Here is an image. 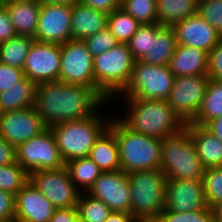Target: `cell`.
Wrapping results in <instances>:
<instances>
[{
    "label": "cell",
    "instance_id": "obj_23",
    "mask_svg": "<svg viewBox=\"0 0 222 222\" xmlns=\"http://www.w3.org/2000/svg\"><path fill=\"white\" fill-rule=\"evenodd\" d=\"M185 128L194 141L196 152L204 167L222 166V142L204 126L190 122Z\"/></svg>",
    "mask_w": 222,
    "mask_h": 222
},
{
    "label": "cell",
    "instance_id": "obj_43",
    "mask_svg": "<svg viewBox=\"0 0 222 222\" xmlns=\"http://www.w3.org/2000/svg\"><path fill=\"white\" fill-rule=\"evenodd\" d=\"M17 36L7 9L0 3V44Z\"/></svg>",
    "mask_w": 222,
    "mask_h": 222
},
{
    "label": "cell",
    "instance_id": "obj_13",
    "mask_svg": "<svg viewBox=\"0 0 222 222\" xmlns=\"http://www.w3.org/2000/svg\"><path fill=\"white\" fill-rule=\"evenodd\" d=\"M61 44L34 41L26 57L24 75L36 85L59 81Z\"/></svg>",
    "mask_w": 222,
    "mask_h": 222
},
{
    "label": "cell",
    "instance_id": "obj_8",
    "mask_svg": "<svg viewBox=\"0 0 222 222\" xmlns=\"http://www.w3.org/2000/svg\"><path fill=\"white\" fill-rule=\"evenodd\" d=\"M174 82L169 66L135 61L131 79L120 93L125 99L167 100Z\"/></svg>",
    "mask_w": 222,
    "mask_h": 222
},
{
    "label": "cell",
    "instance_id": "obj_44",
    "mask_svg": "<svg viewBox=\"0 0 222 222\" xmlns=\"http://www.w3.org/2000/svg\"><path fill=\"white\" fill-rule=\"evenodd\" d=\"M81 2L89 8L110 14L113 10L119 9L120 0H81Z\"/></svg>",
    "mask_w": 222,
    "mask_h": 222
},
{
    "label": "cell",
    "instance_id": "obj_29",
    "mask_svg": "<svg viewBox=\"0 0 222 222\" xmlns=\"http://www.w3.org/2000/svg\"><path fill=\"white\" fill-rule=\"evenodd\" d=\"M65 166L71 180L81 192H87L103 172L89 157L70 160Z\"/></svg>",
    "mask_w": 222,
    "mask_h": 222
},
{
    "label": "cell",
    "instance_id": "obj_2",
    "mask_svg": "<svg viewBox=\"0 0 222 222\" xmlns=\"http://www.w3.org/2000/svg\"><path fill=\"white\" fill-rule=\"evenodd\" d=\"M127 116L119 119L132 131L159 138L176 135L185 123L165 100L125 99Z\"/></svg>",
    "mask_w": 222,
    "mask_h": 222
},
{
    "label": "cell",
    "instance_id": "obj_51",
    "mask_svg": "<svg viewBox=\"0 0 222 222\" xmlns=\"http://www.w3.org/2000/svg\"><path fill=\"white\" fill-rule=\"evenodd\" d=\"M18 1H37V2H43L44 0H18Z\"/></svg>",
    "mask_w": 222,
    "mask_h": 222
},
{
    "label": "cell",
    "instance_id": "obj_31",
    "mask_svg": "<svg viewBox=\"0 0 222 222\" xmlns=\"http://www.w3.org/2000/svg\"><path fill=\"white\" fill-rule=\"evenodd\" d=\"M78 220L81 222H105L112 210L102 200L81 192L76 205Z\"/></svg>",
    "mask_w": 222,
    "mask_h": 222
},
{
    "label": "cell",
    "instance_id": "obj_47",
    "mask_svg": "<svg viewBox=\"0 0 222 222\" xmlns=\"http://www.w3.org/2000/svg\"><path fill=\"white\" fill-rule=\"evenodd\" d=\"M204 127L222 142V116L210 120Z\"/></svg>",
    "mask_w": 222,
    "mask_h": 222
},
{
    "label": "cell",
    "instance_id": "obj_42",
    "mask_svg": "<svg viewBox=\"0 0 222 222\" xmlns=\"http://www.w3.org/2000/svg\"><path fill=\"white\" fill-rule=\"evenodd\" d=\"M0 222H15V195L0 190Z\"/></svg>",
    "mask_w": 222,
    "mask_h": 222
},
{
    "label": "cell",
    "instance_id": "obj_35",
    "mask_svg": "<svg viewBox=\"0 0 222 222\" xmlns=\"http://www.w3.org/2000/svg\"><path fill=\"white\" fill-rule=\"evenodd\" d=\"M120 7L140 24L157 23L156 0H122Z\"/></svg>",
    "mask_w": 222,
    "mask_h": 222
},
{
    "label": "cell",
    "instance_id": "obj_15",
    "mask_svg": "<svg viewBox=\"0 0 222 222\" xmlns=\"http://www.w3.org/2000/svg\"><path fill=\"white\" fill-rule=\"evenodd\" d=\"M46 129L33 107L0 113V136L15 148Z\"/></svg>",
    "mask_w": 222,
    "mask_h": 222
},
{
    "label": "cell",
    "instance_id": "obj_6",
    "mask_svg": "<svg viewBox=\"0 0 222 222\" xmlns=\"http://www.w3.org/2000/svg\"><path fill=\"white\" fill-rule=\"evenodd\" d=\"M160 169L167 179H202L206 168L186 128L162 140Z\"/></svg>",
    "mask_w": 222,
    "mask_h": 222
},
{
    "label": "cell",
    "instance_id": "obj_38",
    "mask_svg": "<svg viewBox=\"0 0 222 222\" xmlns=\"http://www.w3.org/2000/svg\"><path fill=\"white\" fill-rule=\"evenodd\" d=\"M197 14L222 36V0H199Z\"/></svg>",
    "mask_w": 222,
    "mask_h": 222
},
{
    "label": "cell",
    "instance_id": "obj_25",
    "mask_svg": "<svg viewBox=\"0 0 222 222\" xmlns=\"http://www.w3.org/2000/svg\"><path fill=\"white\" fill-rule=\"evenodd\" d=\"M176 45L174 29L162 26L151 38L150 53L145 54L140 61L153 66H168Z\"/></svg>",
    "mask_w": 222,
    "mask_h": 222
},
{
    "label": "cell",
    "instance_id": "obj_9",
    "mask_svg": "<svg viewBox=\"0 0 222 222\" xmlns=\"http://www.w3.org/2000/svg\"><path fill=\"white\" fill-rule=\"evenodd\" d=\"M59 81L91 87L105 101H110L95 84L93 56L83 40L71 39L61 44Z\"/></svg>",
    "mask_w": 222,
    "mask_h": 222
},
{
    "label": "cell",
    "instance_id": "obj_41",
    "mask_svg": "<svg viewBox=\"0 0 222 222\" xmlns=\"http://www.w3.org/2000/svg\"><path fill=\"white\" fill-rule=\"evenodd\" d=\"M209 79L222 80V36L217 45L208 54Z\"/></svg>",
    "mask_w": 222,
    "mask_h": 222
},
{
    "label": "cell",
    "instance_id": "obj_11",
    "mask_svg": "<svg viewBox=\"0 0 222 222\" xmlns=\"http://www.w3.org/2000/svg\"><path fill=\"white\" fill-rule=\"evenodd\" d=\"M208 76L174 77L172 89L166 100L174 112L187 124L198 114L205 97Z\"/></svg>",
    "mask_w": 222,
    "mask_h": 222
},
{
    "label": "cell",
    "instance_id": "obj_16",
    "mask_svg": "<svg viewBox=\"0 0 222 222\" xmlns=\"http://www.w3.org/2000/svg\"><path fill=\"white\" fill-rule=\"evenodd\" d=\"M86 193L102 200L112 211L130 213V183L124 171L102 172Z\"/></svg>",
    "mask_w": 222,
    "mask_h": 222
},
{
    "label": "cell",
    "instance_id": "obj_50",
    "mask_svg": "<svg viewBox=\"0 0 222 222\" xmlns=\"http://www.w3.org/2000/svg\"><path fill=\"white\" fill-rule=\"evenodd\" d=\"M44 1L50 2V3L64 4V5H69V6H73L77 2H81V0H44Z\"/></svg>",
    "mask_w": 222,
    "mask_h": 222
},
{
    "label": "cell",
    "instance_id": "obj_40",
    "mask_svg": "<svg viewBox=\"0 0 222 222\" xmlns=\"http://www.w3.org/2000/svg\"><path fill=\"white\" fill-rule=\"evenodd\" d=\"M25 77L24 71L0 62V92L10 89Z\"/></svg>",
    "mask_w": 222,
    "mask_h": 222
},
{
    "label": "cell",
    "instance_id": "obj_4",
    "mask_svg": "<svg viewBox=\"0 0 222 222\" xmlns=\"http://www.w3.org/2000/svg\"><path fill=\"white\" fill-rule=\"evenodd\" d=\"M130 213L137 222H155L166 207L167 177L161 169L128 173Z\"/></svg>",
    "mask_w": 222,
    "mask_h": 222
},
{
    "label": "cell",
    "instance_id": "obj_28",
    "mask_svg": "<svg viewBox=\"0 0 222 222\" xmlns=\"http://www.w3.org/2000/svg\"><path fill=\"white\" fill-rule=\"evenodd\" d=\"M222 116V80H208L202 106L191 123L205 126L210 120Z\"/></svg>",
    "mask_w": 222,
    "mask_h": 222
},
{
    "label": "cell",
    "instance_id": "obj_20",
    "mask_svg": "<svg viewBox=\"0 0 222 222\" xmlns=\"http://www.w3.org/2000/svg\"><path fill=\"white\" fill-rule=\"evenodd\" d=\"M169 69L177 76H207L208 53L186 45H176Z\"/></svg>",
    "mask_w": 222,
    "mask_h": 222
},
{
    "label": "cell",
    "instance_id": "obj_49",
    "mask_svg": "<svg viewBox=\"0 0 222 222\" xmlns=\"http://www.w3.org/2000/svg\"><path fill=\"white\" fill-rule=\"evenodd\" d=\"M214 222H222V201L212 207Z\"/></svg>",
    "mask_w": 222,
    "mask_h": 222
},
{
    "label": "cell",
    "instance_id": "obj_10",
    "mask_svg": "<svg viewBox=\"0 0 222 222\" xmlns=\"http://www.w3.org/2000/svg\"><path fill=\"white\" fill-rule=\"evenodd\" d=\"M16 161L29 173L60 169L65 162L50 128L30 138L16 148Z\"/></svg>",
    "mask_w": 222,
    "mask_h": 222
},
{
    "label": "cell",
    "instance_id": "obj_22",
    "mask_svg": "<svg viewBox=\"0 0 222 222\" xmlns=\"http://www.w3.org/2000/svg\"><path fill=\"white\" fill-rule=\"evenodd\" d=\"M108 14L89 8L82 2L72 6V39L84 40L107 27Z\"/></svg>",
    "mask_w": 222,
    "mask_h": 222
},
{
    "label": "cell",
    "instance_id": "obj_33",
    "mask_svg": "<svg viewBox=\"0 0 222 222\" xmlns=\"http://www.w3.org/2000/svg\"><path fill=\"white\" fill-rule=\"evenodd\" d=\"M30 180V174L16 161L0 166V190L16 195Z\"/></svg>",
    "mask_w": 222,
    "mask_h": 222
},
{
    "label": "cell",
    "instance_id": "obj_37",
    "mask_svg": "<svg viewBox=\"0 0 222 222\" xmlns=\"http://www.w3.org/2000/svg\"><path fill=\"white\" fill-rule=\"evenodd\" d=\"M155 222H214V215L210 207L185 213L163 210Z\"/></svg>",
    "mask_w": 222,
    "mask_h": 222
},
{
    "label": "cell",
    "instance_id": "obj_1",
    "mask_svg": "<svg viewBox=\"0 0 222 222\" xmlns=\"http://www.w3.org/2000/svg\"><path fill=\"white\" fill-rule=\"evenodd\" d=\"M107 103L93 88L61 81L37 84L33 108L47 128L94 115Z\"/></svg>",
    "mask_w": 222,
    "mask_h": 222
},
{
    "label": "cell",
    "instance_id": "obj_17",
    "mask_svg": "<svg viewBox=\"0 0 222 222\" xmlns=\"http://www.w3.org/2000/svg\"><path fill=\"white\" fill-rule=\"evenodd\" d=\"M165 210L192 212L208 208L202 179H167Z\"/></svg>",
    "mask_w": 222,
    "mask_h": 222
},
{
    "label": "cell",
    "instance_id": "obj_19",
    "mask_svg": "<svg viewBox=\"0 0 222 222\" xmlns=\"http://www.w3.org/2000/svg\"><path fill=\"white\" fill-rule=\"evenodd\" d=\"M175 31L177 45H186L209 52L217 45L221 35L204 20L195 14L172 27Z\"/></svg>",
    "mask_w": 222,
    "mask_h": 222
},
{
    "label": "cell",
    "instance_id": "obj_27",
    "mask_svg": "<svg viewBox=\"0 0 222 222\" xmlns=\"http://www.w3.org/2000/svg\"><path fill=\"white\" fill-rule=\"evenodd\" d=\"M199 0H156L161 26L173 27L180 21L197 14Z\"/></svg>",
    "mask_w": 222,
    "mask_h": 222
},
{
    "label": "cell",
    "instance_id": "obj_5",
    "mask_svg": "<svg viewBox=\"0 0 222 222\" xmlns=\"http://www.w3.org/2000/svg\"><path fill=\"white\" fill-rule=\"evenodd\" d=\"M99 113L97 111L90 117L66 121L50 128L65 163L88 157L96 140L109 127L111 118L105 120Z\"/></svg>",
    "mask_w": 222,
    "mask_h": 222
},
{
    "label": "cell",
    "instance_id": "obj_32",
    "mask_svg": "<svg viewBox=\"0 0 222 222\" xmlns=\"http://www.w3.org/2000/svg\"><path fill=\"white\" fill-rule=\"evenodd\" d=\"M140 23L121 7L108 14L107 28L119 43H127L136 33Z\"/></svg>",
    "mask_w": 222,
    "mask_h": 222
},
{
    "label": "cell",
    "instance_id": "obj_21",
    "mask_svg": "<svg viewBox=\"0 0 222 222\" xmlns=\"http://www.w3.org/2000/svg\"><path fill=\"white\" fill-rule=\"evenodd\" d=\"M7 9L17 35L35 36L41 3L37 1L0 0Z\"/></svg>",
    "mask_w": 222,
    "mask_h": 222
},
{
    "label": "cell",
    "instance_id": "obj_45",
    "mask_svg": "<svg viewBox=\"0 0 222 222\" xmlns=\"http://www.w3.org/2000/svg\"><path fill=\"white\" fill-rule=\"evenodd\" d=\"M16 162V148L0 136V166Z\"/></svg>",
    "mask_w": 222,
    "mask_h": 222
},
{
    "label": "cell",
    "instance_id": "obj_34",
    "mask_svg": "<svg viewBox=\"0 0 222 222\" xmlns=\"http://www.w3.org/2000/svg\"><path fill=\"white\" fill-rule=\"evenodd\" d=\"M161 27L158 23L139 25L136 33L127 42L135 61H140L145 54L150 53L151 38Z\"/></svg>",
    "mask_w": 222,
    "mask_h": 222
},
{
    "label": "cell",
    "instance_id": "obj_39",
    "mask_svg": "<svg viewBox=\"0 0 222 222\" xmlns=\"http://www.w3.org/2000/svg\"><path fill=\"white\" fill-rule=\"evenodd\" d=\"M83 41L93 57L109 51L119 43L107 27L94 35L86 37Z\"/></svg>",
    "mask_w": 222,
    "mask_h": 222
},
{
    "label": "cell",
    "instance_id": "obj_14",
    "mask_svg": "<svg viewBox=\"0 0 222 222\" xmlns=\"http://www.w3.org/2000/svg\"><path fill=\"white\" fill-rule=\"evenodd\" d=\"M72 6L41 2L35 40L63 44L72 39Z\"/></svg>",
    "mask_w": 222,
    "mask_h": 222
},
{
    "label": "cell",
    "instance_id": "obj_3",
    "mask_svg": "<svg viewBox=\"0 0 222 222\" xmlns=\"http://www.w3.org/2000/svg\"><path fill=\"white\" fill-rule=\"evenodd\" d=\"M111 119L109 127L114 131L119 147L121 171L160 169L162 140L134 132L119 117Z\"/></svg>",
    "mask_w": 222,
    "mask_h": 222
},
{
    "label": "cell",
    "instance_id": "obj_18",
    "mask_svg": "<svg viewBox=\"0 0 222 222\" xmlns=\"http://www.w3.org/2000/svg\"><path fill=\"white\" fill-rule=\"evenodd\" d=\"M55 210L30 180L15 195V222H49Z\"/></svg>",
    "mask_w": 222,
    "mask_h": 222
},
{
    "label": "cell",
    "instance_id": "obj_24",
    "mask_svg": "<svg viewBox=\"0 0 222 222\" xmlns=\"http://www.w3.org/2000/svg\"><path fill=\"white\" fill-rule=\"evenodd\" d=\"M88 157L103 172L121 170L118 143L115 133L110 127L96 140Z\"/></svg>",
    "mask_w": 222,
    "mask_h": 222
},
{
    "label": "cell",
    "instance_id": "obj_46",
    "mask_svg": "<svg viewBox=\"0 0 222 222\" xmlns=\"http://www.w3.org/2000/svg\"><path fill=\"white\" fill-rule=\"evenodd\" d=\"M78 214L76 207L56 209L49 222H76Z\"/></svg>",
    "mask_w": 222,
    "mask_h": 222
},
{
    "label": "cell",
    "instance_id": "obj_36",
    "mask_svg": "<svg viewBox=\"0 0 222 222\" xmlns=\"http://www.w3.org/2000/svg\"><path fill=\"white\" fill-rule=\"evenodd\" d=\"M202 182L208 207L212 208L222 201V166L206 168Z\"/></svg>",
    "mask_w": 222,
    "mask_h": 222
},
{
    "label": "cell",
    "instance_id": "obj_48",
    "mask_svg": "<svg viewBox=\"0 0 222 222\" xmlns=\"http://www.w3.org/2000/svg\"><path fill=\"white\" fill-rule=\"evenodd\" d=\"M105 222H137L131 213L112 211Z\"/></svg>",
    "mask_w": 222,
    "mask_h": 222
},
{
    "label": "cell",
    "instance_id": "obj_26",
    "mask_svg": "<svg viewBox=\"0 0 222 222\" xmlns=\"http://www.w3.org/2000/svg\"><path fill=\"white\" fill-rule=\"evenodd\" d=\"M36 86L24 77L10 89L0 92V113L33 107Z\"/></svg>",
    "mask_w": 222,
    "mask_h": 222
},
{
    "label": "cell",
    "instance_id": "obj_7",
    "mask_svg": "<svg viewBox=\"0 0 222 222\" xmlns=\"http://www.w3.org/2000/svg\"><path fill=\"white\" fill-rule=\"evenodd\" d=\"M135 59L127 43H118L109 51L93 57L96 86L111 100L128 85Z\"/></svg>",
    "mask_w": 222,
    "mask_h": 222
},
{
    "label": "cell",
    "instance_id": "obj_12",
    "mask_svg": "<svg viewBox=\"0 0 222 222\" xmlns=\"http://www.w3.org/2000/svg\"><path fill=\"white\" fill-rule=\"evenodd\" d=\"M30 181L56 209L76 207L81 191L71 180L66 166L32 172Z\"/></svg>",
    "mask_w": 222,
    "mask_h": 222
},
{
    "label": "cell",
    "instance_id": "obj_30",
    "mask_svg": "<svg viewBox=\"0 0 222 222\" xmlns=\"http://www.w3.org/2000/svg\"><path fill=\"white\" fill-rule=\"evenodd\" d=\"M34 41L35 38L32 36L17 35L0 44V62L23 70L26 57Z\"/></svg>",
    "mask_w": 222,
    "mask_h": 222
}]
</instances>
